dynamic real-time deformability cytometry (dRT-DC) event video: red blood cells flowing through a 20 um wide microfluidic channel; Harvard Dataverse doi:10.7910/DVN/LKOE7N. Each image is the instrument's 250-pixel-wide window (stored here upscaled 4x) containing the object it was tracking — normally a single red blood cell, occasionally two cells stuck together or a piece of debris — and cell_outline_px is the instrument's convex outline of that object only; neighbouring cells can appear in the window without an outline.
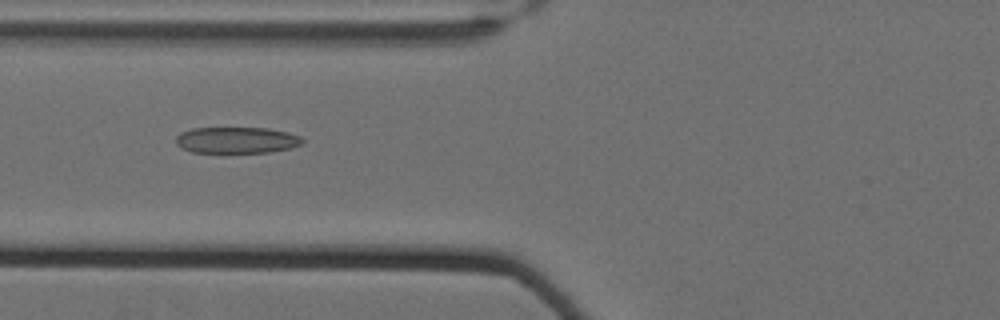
{"species": "Egyptian fruit bat (a non-hibernating species)", "species_latin": "Rousettus aegyptiacus", "temperature_condition": "cold", "stored_images_in_passage": 59, "camera_frame_rate_fps": 3000, "um_per_image_px": 0.085, "animal": {"sex": "female"}, "frame": {"image": 1, "passage_image": 25, "time_ms": 8.0, "image_size_px": [1000, 320], "cell_outline_px": [[304, 144], [292, 148], [268, 152], [192, 152], [180, 148], [176, 144], [176, 136], [180, 132], [192, 128], [268, 128], [288, 132], [300, 136], [304, 140]], "centroid_in_image_um": [20.13, 11.91], "position_along_channel_um": 105.7, "area_um2": 19.54}}
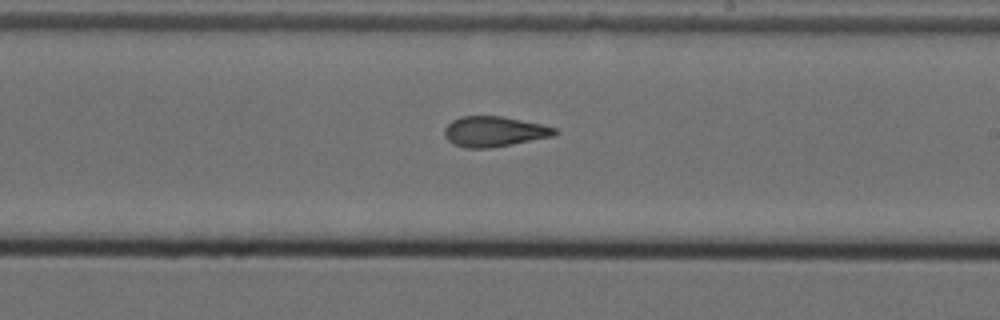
{"frame": {"image": 2, "passage_image": 37, "time_ms": 12.0, "image_size_px": [1000, 320], "cell_outline_px": [[560, 132], [556, 136], [512, 144], [488, 148], [464, 148], [452, 144], [444, 136], [444, 128], [452, 120], [460, 116], [504, 116], [540, 124], [556, 128]], "centroid_in_image_um": [42.01, 11.18], "position_along_channel_um": 247.0, "area_um2": 19.71}}
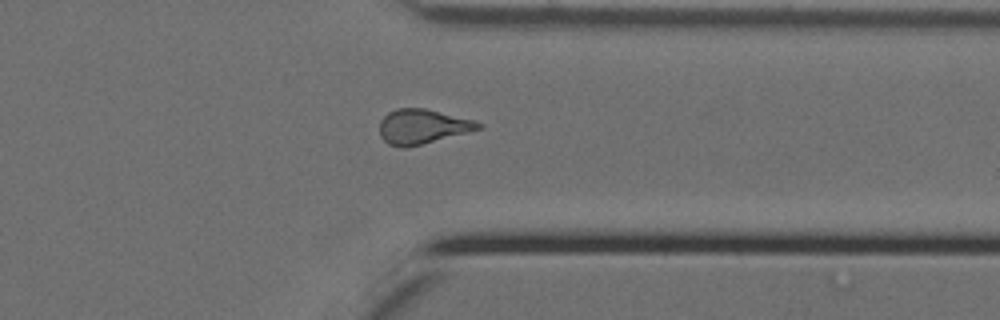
{"frame": {"image": 3, "passage_image": 48, "time_ms": 15.667, "image_size_px": [1000, 320], "cell_outline_px": [[484, 128], [408, 148], [400, 148], [388, 144], [380, 136], [380, 120], [388, 112], [396, 108], [424, 108], [472, 120], [484, 124]], "centroid_in_image_um": [35.89, 10.77], "position_along_channel_um": 375.5, "area_um2": 20.06}, "authors_computed_cell_mechanics": {"area_um2": 20.1144, "velocity_mm_per_s": 3.508, "shape_relaxation_time_tau1_ms": null, "shape_relaxation_time_tau2_ms": 2.6897, "deformation_change_tau1": null, "deformation_change_tau2": 0.1168}}